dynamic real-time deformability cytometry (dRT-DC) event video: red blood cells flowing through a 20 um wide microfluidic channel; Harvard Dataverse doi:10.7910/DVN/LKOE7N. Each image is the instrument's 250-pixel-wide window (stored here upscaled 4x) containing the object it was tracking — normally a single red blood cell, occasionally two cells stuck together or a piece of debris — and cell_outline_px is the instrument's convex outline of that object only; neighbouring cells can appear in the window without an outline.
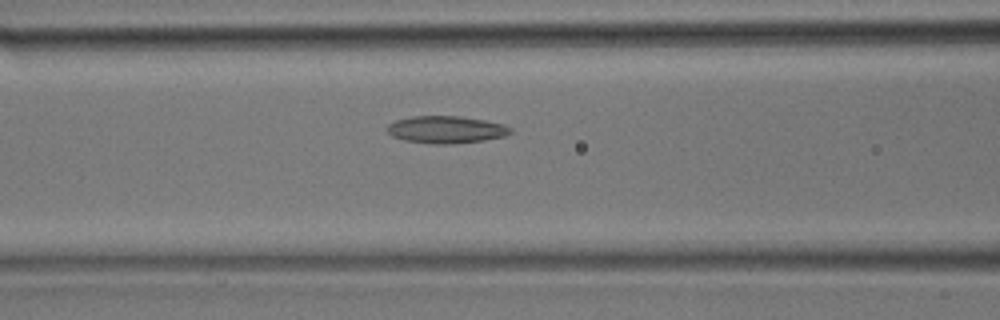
{"species": "common noctule bat (a hibernating species)", "species_latin": "Nyctalus noctula", "temperature_condition": "room temperature", "stored_images_in_passage": 24, "camera_frame_rate_fps": 3000, "um_per_image_px": 0.085, "animal": {"sex": "male", "body_mass_g": 17.9}, "frame": {"image": 1, "passage_image": 6, "time_ms": 1.667, "image_size_px": [1000, 320], "cell_outline_px": [[512, 132], [504, 136], [484, 140], [452, 144], [432, 144], [404, 140], [392, 136], [388, 132], [388, 124], [396, 120], [412, 116], [460, 116], [484, 120], [504, 124], [512, 128]], "centroid_in_image_um": [37.93, 11.01], "position_along_channel_um": 128.7, "area_um2": 19.59}}
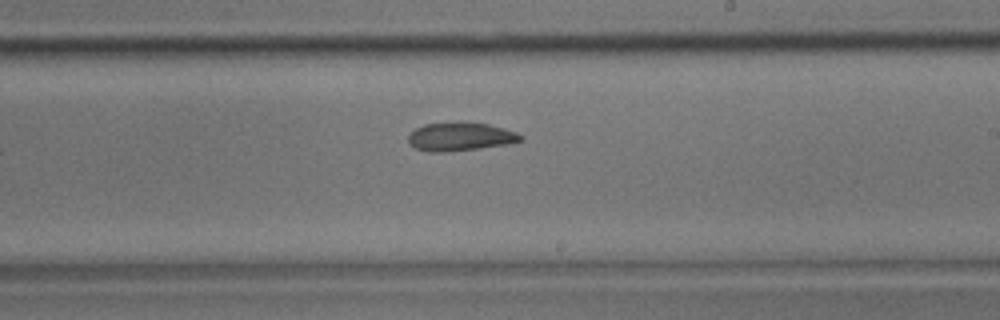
{"frame": {"image": 2, "passage_image": 12, "time_ms": 3.667, "image_size_px": [1000, 320], "cell_outline_px": [[524, 140], [508, 144], [480, 148], [444, 152], [428, 152], [416, 148], [408, 144], [408, 136], [416, 128], [424, 124], [488, 124], [504, 128], [516, 132], [524, 136]], "centroid_in_image_um": [39.14, 11.65], "position_along_channel_um": 249.9, "area_um2": 18.15}}
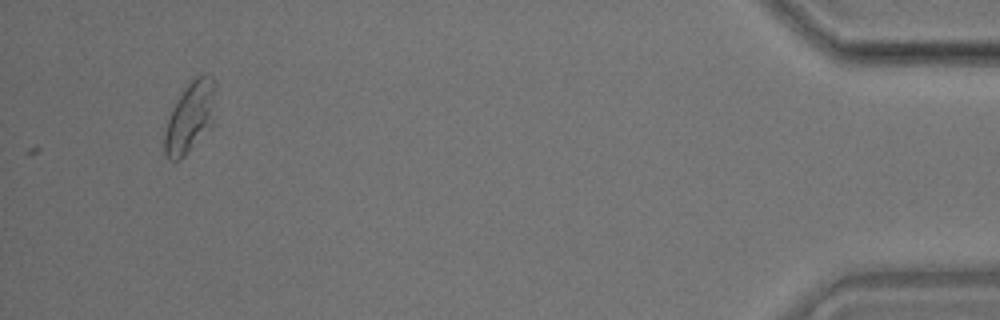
{"frame": {"image": 3, "passage_image": 24, "time_ms": 7.667, "image_size_px": [1000, 320], "cell_outline_px": [[216, 88], [212, 124], [184, 156], [180, 160], [172, 160], [164, 152], [164, 132], [172, 108], [184, 88], [200, 72], [208, 72], [212, 76], [216, 84]], "centroid_in_image_um": [16.17, 9.88], "position_along_channel_um": 419.0, "area_um2": 20.92}}